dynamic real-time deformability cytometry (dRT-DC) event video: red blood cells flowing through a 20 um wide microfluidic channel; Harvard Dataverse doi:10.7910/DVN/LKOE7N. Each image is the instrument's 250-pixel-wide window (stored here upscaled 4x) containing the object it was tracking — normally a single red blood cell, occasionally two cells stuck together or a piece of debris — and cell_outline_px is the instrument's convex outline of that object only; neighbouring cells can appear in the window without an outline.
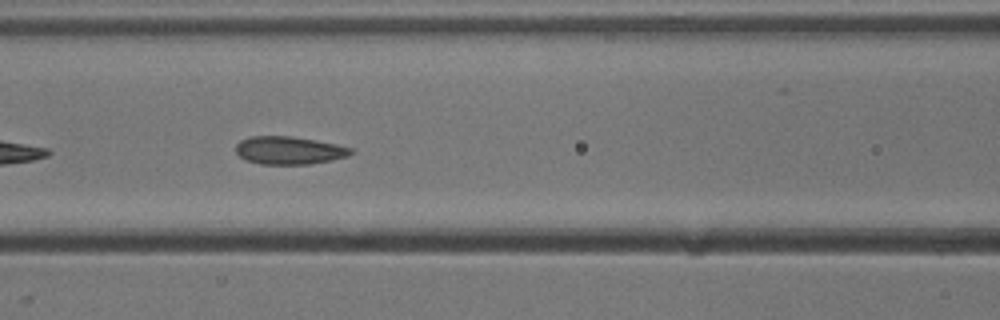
{"species": "common noctule bat (a hibernating species)", "species_latin": "Nyctalus noctula", "temperature_condition": "cold", "stored_images_in_passage": 18, "camera_frame_rate_fps": 3000, "um_per_image_px": 0.085, "animal": {"sex": "male", "body_mass_g": 13.3}, "frame": {"image": 1, "passage_image": 8, "time_ms": 2.333, "image_size_px": [1000, 320], "cell_outline_px": [[352, 152], [348, 156], [332, 160], [308, 164], [260, 164], [244, 160], [236, 152], [236, 144], [240, 140], [252, 136], [292, 136], [316, 140], [336, 144], [352, 148]], "centroid_in_image_um": [24.55, 12.78], "position_along_channel_um": 142.1, "area_um2": 18.73}}